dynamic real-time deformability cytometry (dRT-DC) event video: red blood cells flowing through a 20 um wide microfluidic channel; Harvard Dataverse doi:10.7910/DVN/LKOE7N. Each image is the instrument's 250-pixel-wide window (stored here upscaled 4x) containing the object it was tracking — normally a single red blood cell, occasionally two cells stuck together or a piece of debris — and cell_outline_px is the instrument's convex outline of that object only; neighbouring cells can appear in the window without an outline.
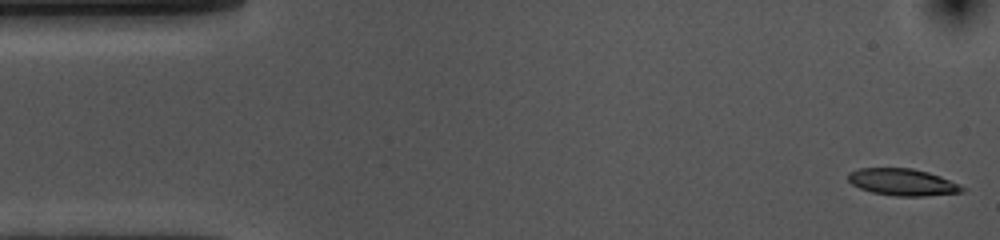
{"species": "common noctule bat (a hibernating species)", "species_latin": "Nyctalus noctula", "temperature_condition": "cold", "stored_images_in_passage": 53, "camera_frame_rate_fps": 3000, "um_per_image_px": 0.085, "animal": {"sex": "female", "body_mass_g": 10.0, "forearm_length_mm": 53.1}, "frame": {"image": 1, "passage_image": 1, "time_ms": 0.0, "image_size_px": [1000, 240], "cell_outline_px": [[968, 188], [964, 192], [924, 196], [896, 196], [872, 192], [860, 188], [852, 184], [848, 180], [848, 172], [860, 168], [912, 168], [928, 172], [940, 176], [960, 184]], "centroid_in_image_um": [76.76, 15.48], "position_along_channel_um": 8.2, "area_um2": 17.98}}
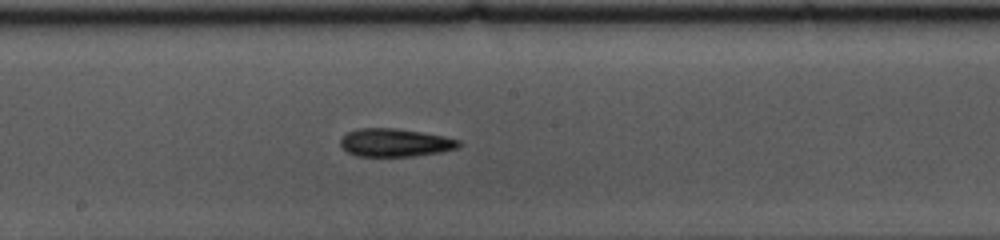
{"frame": {"image": 2, "passage_image": 27, "time_ms": 8.667, "image_size_px": [1000, 240], "cell_outline_px": [[464, 144], [456, 148], [440, 152], [412, 156], [356, 156], [348, 152], [340, 144], [340, 140], [348, 132], [356, 128], [396, 128], [444, 136], [460, 140]], "centroid_in_image_um": [33.6, 12.12], "position_along_channel_um": 214.6, "area_um2": 19.31}}
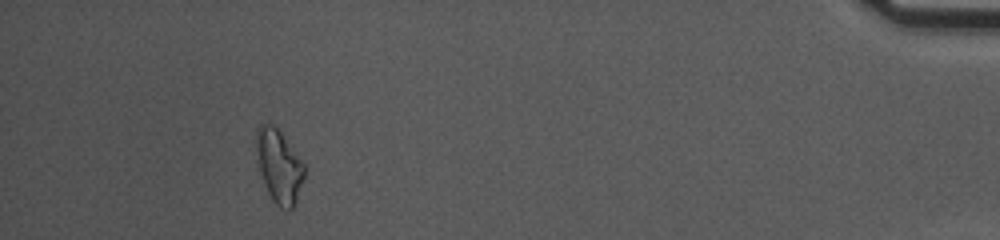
{"frame": {"image": 3, "passage_image": 49, "time_ms": 16.0, "image_size_px": [1000, 240], "cell_outline_px": [[304, 176], [292, 208], [280, 208], [272, 200], [268, 192], [260, 172], [256, 148], [256, 128], [260, 124], [272, 124], [280, 132], [304, 164]], "centroid_in_image_um": [23.69, 14.1], "position_along_channel_um": 411.5, "area_um2": 19.83}, "authors_computed_cell_mechanics": {"area_um2": 19.074, "velocity_mm_per_s": 3.621, "shape_relaxation_time_tau1_ms": 5.7821, "shape_relaxation_time_tau2_ms": null, "deformation_change_tau1": 0.1481, "deformation_change_tau2": null}}